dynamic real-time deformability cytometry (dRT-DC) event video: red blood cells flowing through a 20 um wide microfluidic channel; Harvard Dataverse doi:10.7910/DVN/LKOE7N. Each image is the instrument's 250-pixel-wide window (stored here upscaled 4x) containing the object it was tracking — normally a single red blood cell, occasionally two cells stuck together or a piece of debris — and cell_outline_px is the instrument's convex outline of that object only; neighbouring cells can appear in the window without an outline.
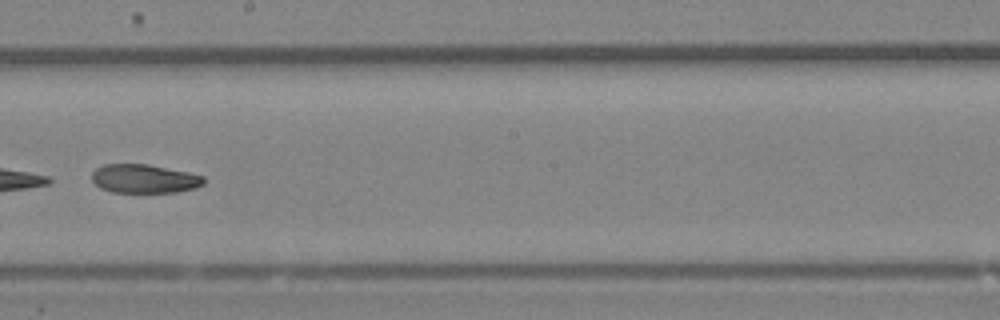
{"species": "Egyptian fruit bat (a non-hibernating species)", "species_latin": "Rousettus aegyptiacus", "temperature_condition": "room temperature", "stored_images_in_passage": 27, "camera_frame_rate_fps": 3000, "um_per_image_px": 0.085, "animal": {"sex": "female"}, "frame": {"image": 1, "passage_image": 12, "time_ms": 3.667, "image_size_px": [1000, 320], "cell_outline_px": [[204, 184], [196, 188], [176, 192], [112, 192], [100, 188], [92, 180], [92, 172], [96, 168], [104, 164], [148, 164], [188, 172], [204, 176]], "centroid_in_image_um": [12.26, 15.19], "position_along_channel_um": 235.9, "area_um2": 18.79}}